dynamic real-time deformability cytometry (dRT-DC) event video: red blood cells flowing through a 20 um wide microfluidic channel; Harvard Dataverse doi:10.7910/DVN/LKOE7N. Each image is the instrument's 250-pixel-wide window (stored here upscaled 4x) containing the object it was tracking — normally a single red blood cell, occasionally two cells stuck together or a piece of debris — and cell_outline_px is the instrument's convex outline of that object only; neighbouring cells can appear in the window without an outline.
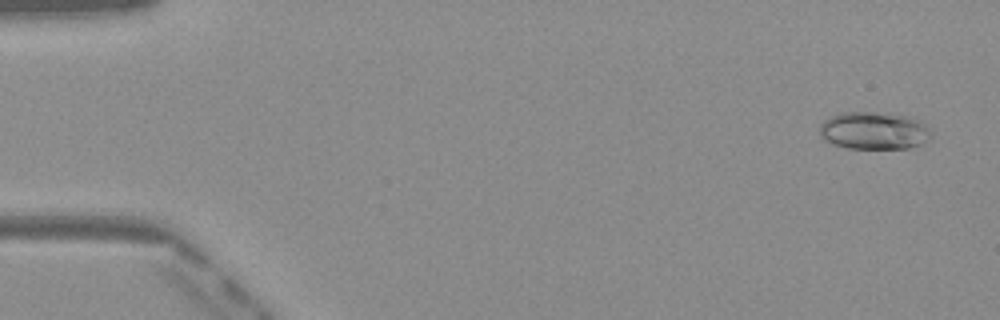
{"species": "Egyptian fruit bat (a non-hibernating species)", "species_latin": "Rousettus aegyptiacus", "temperature_condition": "warm", "stored_images_in_passage": 51, "camera_frame_rate_fps": 3000, "um_per_image_px": 0.085, "frame": {"image": 1, "passage_image": 3, "time_ms": 0.667, "image_size_px": [1000, 320], "cell_outline_px": [[932, 136], [924, 144], [908, 148], [848, 148], [832, 144], [824, 140], [820, 136], [820, 124], [824, 120], [840, 112], [872, 112], [912, 116], [920, 120], [932, 132]], "centroid_in_image_um": [74.31, 11.1], "position_along_channel_um": 10.7, "area_um2": 24.68}}
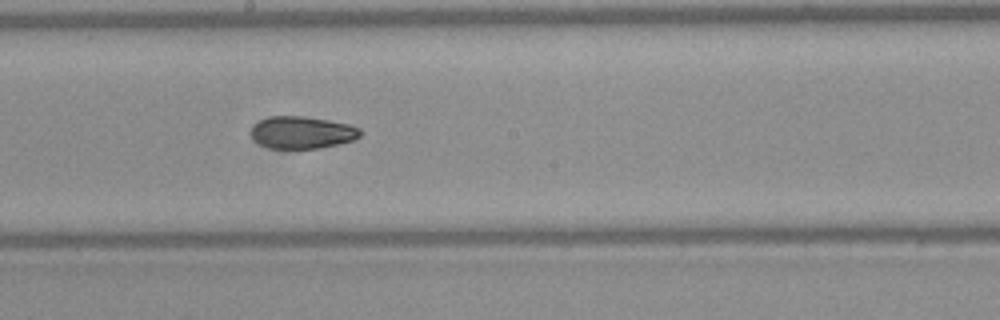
{"frame": {"image": 2, "passage_image": 28, "time_ms": 9.0, "image_size_px": [1000, 320], "cell_outline_px": [[360, 136], [356, 140], [320, 148], [268, 148], [252, 140], [252, 128], [260, 120], [272, 116], [304, 116], [352, 124], [360, 128]], "centroid_in_image_um": [25.71, 11.26], "position_along_channel_um": 222.5, "area_um2": 20.58}}
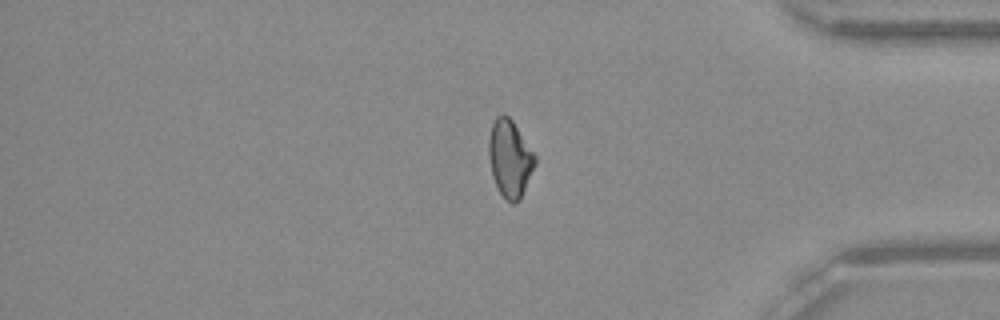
{"frame": {"image": 3, "passage_image": 42, "time_ms": 13.667, "image_size_px": [1000, 320], "cell_outline_px": [[536, 164], [520, 200], [516, 204], [512, 204], [500, 192], [492, 176], [488, 156], [488, 140], [492, 124], [496, 116], [508, 116], [512, 120], [536, 156]], "centroid_in_image_um": [43.34, 13.49], "position_along_channel_um": 391.9, "area_um2": 20.69}, "authors_computed_cell_mechanics": {"area_um2": 21.2704, "velocity_mm_per_s": 4.1114, "shape_relaxation_time_tau1_ms": 7.3396, "shape_relaxation_time_tau2_ms": 4.0878, "deformation_change_tau1": 0.2028, "deformation_change_tau2": 0.0865}}